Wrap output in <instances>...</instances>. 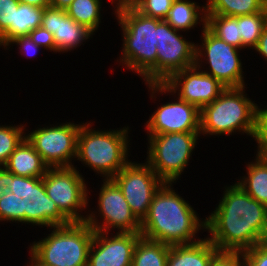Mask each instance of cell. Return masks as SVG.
Returning a JSON list of instances; mask_svg holds the SVG:
<instances>
[{
  "mask_svg": "<svg viewBox=\"0 0 267 266\" xmlns=\"http://www.w3.org/2000/svg\"><path fill=\"white\" fill-rule=\"evenodd\" d=\"M9 186V172L3 166H0V200L4 198V195L8 191Z\"/></svg>",
  "mask_w": 267,
  "mask_h": 266,
  "instance_id": "37",
  "label": "cell"
},
{
  "mask_svg": "<svg viewBox=\"0 0 267 266\" xmlns=\"http://www.w3.org/2000/svg\"><path fill=\"white\" fill-rule=\"evenodd\" d=\"M53 228L49 236L33 243L31 253L49 266H87L94 229L86 221Z\"/></svg>",
  "mask_w": 267,
  "mask_h": 266,
  "instance_id": "7",
  "label": "cell"
},
{
  "mask_svg": "<svg viewBox=\"0 0 267 266\" xmlns=\"http://www.w3.org/2000/svg\"><path fill=\"white\" fill-rule=\"evenodd\" d=\"M43 11L44 8L19 2L18 9H15L14 24L0 35V46L3 45L5 48L15 38L27 36L34 29L41 27Z\"/></svg>",
  "mask_w": 267,
  "mask_h": 266,
  "instance_id": "21",
  "label": "cell"
},
{
  "mask_svg": "<svg viewBox=\"0 0 267 266\" xmlns=\"http://www.w3.org/2000/svg\"><path fill=\"white\" fill-rule=\"evenodd\" d=\"M41 27L53 34L57 52L72 50L93 35L69 17L65 10L52 6L44 8Z\"/></svg>",
  "mask_w": 267,
  "mask_h": 266,
  "instance_id": "18",
  "label": "cell"
},
{
  "mask_svg": "<svg viewBox=\"0 0 267 266\" xmlns=\"http://www.w3.org/2000/svg\"><path fill=\"white\" fill-rule=\"evenodd\" d=\"M245 266H267V241L242 252Z\"/></svg>",
  "mask_w": 267,
  "mask_h": 266,
  "instance_id": "31",
  "label": "cell"
},
{
  "mask_svg": "<svg viewBox=\"0 0 267 266\" xmlns=\"http://www.w3.org/2000/svg\"><path fill=\"white\" fill-rule=\"evenodd\" d=\"M11 43H16V45L18 44V45H20L21 47H22V49L24 50V51H26V52H32V50H33V52H34V54H35V52L38 50V48L40 47V46H38L36 43H34L32 40H31V38L29 37V35H27V36H21V37H18V38H15L14 40H12L11 42H10V44ZM25 52V53H26Z\"/></svg>",
  "mask_w": 267,
  "mask_h": 266,
  "instance_id": "36",
  "label": "cell"
},
{
  "mask_svg": "<svg viewBox=\"0 0 267 266\" xmlns=\"http://www.w3.org/2000/svg\"><path fill=\"white\" fill-rule=\"evenodd\" d=\"M170 245L140 237L135 245L132 266H166Z\"/></svg>",
  "mask_w": 267,
  "mask_h": 266,
  "instance_id": "24",
  "label": "cell"
},
{
  "mask_svg": "<svg viewBox=\"0 0 267 266\" xmlns=\"http://www.w3.org/2000/svg\"><path fill=\"white\" fill-rule=\"evenodd\" d=\"M199 7L195 2L175 0L164 20L177 31L189 30L198 24Z\"/></svg>",
  "mask_w": 267,
  "mask_h": 266,
  "instance_id": "26",
  "label": "cell"
},
{
  "mask_svg": "<svg viewBox=\"0 0 267 266\" xmlns=\"http://www.w3.org/2000/svg\"><path fill=\"white\" fill-rule=\"evenodd\" d=\"M216 210L205 220L208 239L220 252H243L267 241V206L238 184L225 189Z\"/></svg>",
  "mask_w": 267,
  "mask_h": 266,
  "instance_id": "1",
  "label": "cell"
},
{
  "mask_svg": "<svg viewBox=\"0 0 267 266\" xmlns=\"http://www.w3.org/2000/svg\"><path fill=\"white\" fill-rule=\"evenodd\" d=\"M267 60V26L264 28L257 45L253 48Z\"/></svg>",
  "mask_w": 267,
  "mask_h": 266,
  "instance_id": "38",
  "label": "cell"
},
{
  "mask_svg": "<svg viewBox=\"0 0 267 266\" xmlns=\"http://www.w3.org/2000/svg\"><path fill=\"white\" fill-rule=\"evenodd\" d=\"M2 220L51 228L71 223L47 195L42 178L15 176L10 172L8 191L0 200Z\"/></svg>",
  "mask_w": 267,
  "mask_h": 266,
  "instance_id": "4",
  "label": "cell"
},
{
  "mask_svg": "<svg viewBox=\"0 0 267 266\" xmlns=\"http://www.w3.org/2000/svg\"><path fill=\"white\" fill-rule=\"evenodd\" d=\"M18 0H0V35L14 24L15 9H18Z\"/></svg>",
  "mask_w": 267,
  "mask_h": 266,
  "instance_id": "32",
  "label": "cell"
},
{
  "mask_svg": "<svg viewBox=\"0 0 267 266\" xmlns=\"http://www.w3.org/2000/svg\"><path fill=\"white\" fill-rule=\"evenodd\" d=\"M241 258H243L242 252H219L209 266H245Z\"/></svg>",
  "mask_w": 267,
  "mask_h": 266,
  "instance_id": "33",
  "label": "cell"
},
{
  "mask_svg": "<svg viewBox=\"0 0 267 266\" xmlns=\"http://www.w3.org/2000/svg\"><path fill=\"white\" fill-rule=\"evenodd\" d=\"M112 180L121 189L132 213L140 222L146 217L155 193L164 184L147 163L129 162Z\"/></svg>",
  "mask_w": 267,
  "mask_h": 266,
  "instance_id": "13",
  "label": "cell"
},
{
  "mask_svg": "<svg viewBox=\"0 0 267 266\" xmlns=\"http://www.w3.org/2000/svg\"><path fill=\"white\" fill-rule=\"evenodd\" d=\"M22 126H0V166H4L9 156L26 138ZM24 134V136L22 135Z\"/></svg>",
  "mask_w": 267,
  "mask_h": 266,
  "instance_id": "29",
  "label": "cell"
},
{
  "mask_svg": "<svg viewBox=\"0 0 267 266\" xmlns=\"http://www.w3.org/2000/svg\"><path fill=\"white\" fill-rule=\"evenodd\" d=\"M29 266H49L41 262L31 253V264Z\"/></svg>",
  "mask_w": 267,
  "mask_h": 266,
  "instance_id": "41",
  "label": "cell"
},
{
  "mask_svg": "<svg viewBox=\"0 0 267 266\" xmlns=\"http://www.w3.org/2000/svg\"><path fill=\"white\" fill-rule=\"evenodd\" d=\"M149 135L173 132H200V109L178 97L177 102L160 106L147 121Z\"/></svg>",
  "mask_w": 267,
  "mask_h": 266,
  "instance_id": "17",
  "label": "cell"
},
{
  "mask_svg": "<svg viewBox=\"0 0 267 266\" xmlns=\"http://www.w3.org/2000/svg\"><path fill=\"white\" fill-rule=\"evenodd\" d=\"M165 20L159 22L157 83L166 82L174 73L195 65L196 45L177 34Z\"/></svg>",
  "mask_w": 267,
  "mask_h": 266,
  "instance_id": "15",
  "label": "cell"
},
{
  "mask_svg": "<svg viewBox=\"0 0 267 266\" xmlns=\"http://www.w3.org/2000/svg\"><path fill=\"white\" fill-rule=\"evenodd\" d=\"M47 195L70 222H85L79 209L88 204L84 178L75 167L48 168L42 177Z\"/></svg>",
  "mask_w": 267,
  "mask_h": 266,
  "instance_id": "9",
  "label": "cell"
},
{
  "mask_svg": "<svg viewBox=\"0 0 267 266\" xmlns=\"http://www.w3.org/2000/svg\"><path fill=\"white\" fill-rule=\"evenodd\" d=\"M258 152L267 156V109H259L258 117Z\"/></svg>",
  "mask_w": 267,
  "mask_h": 266,
  "instance_id": "35",
  "label": "cell"
},
{
  "mask_svg": "<svg viewBox=\"0 0 267 266\" xmlns=\"http://www.w3.org/2000/svg\"><path fill=\"white\" fill-rule=\"evenodd\" d=\"M100 0H73L65 9L67 15L92 33L99 27Z\"/></svg>",
  "mask_w": 267,
  "mask_h": 266,
  "instance_id": "27",
  "label": "cell"
},
{
  "mask_svg": "<svg viewBox=\"0 0 267 266\" xmlns=\"http://www.w3.org/2000/svg\"><path fill=\"white\" fill-rule=\"evenodd\" d=\"M238 26L241 35V49L257 45V42L267 26V7L262 12L238 16Z\"/></svg>",
  "mask_w": 267,
  "mask_h": 266,
  "instance_id": "28",
  "label": "cell"
},
{
  "mask_svg": "<svg viewBox=\"0 0 267 266\" xmlns=\"http://www.w3.org/2000/svg\"><path fill=\"white\" fill-rule=\"evenodd\" d=\"M203 22V45L202 48L196 46V61H199L202 53L206 54L210 71H205L217 79L226 88L245 87L242 71V63L239 59L238 48L229 45L225 41L219 39L206 27V17L202 16ZM204 48V49H203ZM203 50V51H202Z\"/></svg>",
  "mask_w": 267,
  "mask_h": 266,
  "instance_id": "11",
  "label": "cell"
},
{
  "mask_svg": "<svg viewBox=\"0 0 267 266\" xmlns=\"http://www.w3.org/2000/svg\"><path fill=\"white\" fill-rule=\"evenodd\" d=\"M171 186L172 183H164L155 193L141 221L140 234L170 246L195 243V234L205 228V221L198 219L194 209Z\"/></svg>",
  "mask_w": 267,
  "mask_h": 266,
  "instance_id": "2",
  "label": "cell"
},
{
  "mask_svg": "<svg viewBox=\"0 0 267 266\" xmlns=\"http://www.w3.org/2000/svg\"><path fill=\"white\" fill-rule=\"evenodd\" d=\"M81 125L66 123L43 127L26 135L49 168L73 167L71 158L77 156V137Z\"/></svg>",
  "mask_w": 267,
  "mask_h": 266,
  "instance_id": "12",
  "label": "cell"
},
{
  "mask_svg": "<svg viewBox=\"0 0 267 266\" xmlns=\"http://www.w3.org/2000/svg\"><path fill=\"white\" fill-rule=\"evenodd\" d=\"M105 234L94 232L87 266H132L134 248L141 234L117 232L111 238Z\"/></svg>",
  "mask_w": 267,
  "mask_h": 266,
  "instance_id": "16",
  "label": "cell"
},
{
  "mask_svg": "<svg viewBox=\"0 0 267 266\" xmlns=\"http://www.w3.org/2000/svg\"><path fill=\"white\" fill-rule=\"evenodd\" d=\"M20 3L28 4L31 6L45 8L50 6L49 0H18Z\"/></svg>",
  "mask_w": 267,
  "mask_h": 266,
  "instance_id": "39",
  "label": "cell"
},
{
  "mask_svg": "<svg viewBox=\"0 0 267 266\" xmlns=\"http://www.w3.org/2000/svg\"><path fill=\"white\" fill-rule=\"evenodd\" d=\"M104 180L98 201V211L104 218L102 225L94 214L87 216L86 223L98 232L108 233L110 228H118L120 233H141V222L132 213L121 189L112 179Z\"/></svg>",
  "mask_w": 267,
  "mask_h": 266,
  "instance_id": "14",
  "label": "cell"
},
{
  "mask_svg": "<svg viewBox=\"0 0 267 266\" xmlns=\"http://www.w3.org/2000/svg\"><path fill=\"white\" fill-rule=\"evenodd\" d=\"M90 123L80 127L77 137V160L84 162L94 171L112 179L127 161L128 129L95 131ZM127 158V159H126Z\"/></svg>",
  "mask_w": 267,
  "mask_h": 266,
  "instance_id": "6",
  "label": "cell"
},
{
  "mask_svg": "<svg viewBox=\"0 0 267 266\" xmlns=\"http://www.w3.org/2000/svg\"><path fill=\"white\" fill-rule=\"evenodd\" d=\"M200 132L149 135L147 163L164 183L178 180L192 155Z\"/></svg>",
  "mask_w": 267,
  "mask_h": 266,
  "instance_id": "8",
  "label": "cell"
},
{
  "mask_svg": "<svg viewBox=\"0 0 267 266\" xmlns=\"http://www.w3.org/2000/svg\"><path fill=\"white\" fill-rule=\"evenodd\" d=\"M116 14L123 30V57L120 62L144 77L147 84L157 83V43L161 19L145 16L127 0L118 2Z\"/></svg>",
  "mask_w": 267,
  "mask_h": 266,
  "instance_id": "3",
  "label": "cell"
},
{
  "mask_svg": "<svg viewBox=\"0 0 267 266\" xmlns=\"http://www.w3.org/2000/svg\"><path fill=\"white\" fill-rule=\"evenodd\" d=\"M206 27L219 39L238 49H241V35L238 26V16L205 14Z\"/></svg>",
  "mask_w": 267,
  "mask_h": 266,
  "instance_id": "25",
  "label": "cell"
},
{
  "mask_svg": "<svg viewBox=\"0 0 267 266\" xmlns=\"http://www.w3.org/2000/svg\"><path fill=\"white\" fill-rule=\"evenodd\" d=\"M73 0H49V4L52 7L65 10Z\"/></svg>",
  "mask_w": 267,
  "mask_h": 266,
  "instance_id": "40",
  "label": "cell"
},
{
  "mask_svg": "<svg viewBox=\"0 0 267 266\" xmlns=\"http://www.w3.org/2000/svg\"><path fill=\"white\" fill-rule=\"evenodd\" d=\"M244 88H226L200 110V133L232 135L241 130L256 140L259 108L244 96Z\"/></svg>",
  "mask_w": 267,
  "mask_h": 266,
  "instance_id": "5",
  "label": "cell"
},
{
  "mask_svg": "<svg viewBox=\"0 0 267 266\" xmlns=\"http://www.w3.org/2000/svg\"><path fill=\"white\" fill-rule=\"evenodd\" d=\"M219 252L208 238L191 244L172 245L166 266H209Z\"/></svg>",
  "mask_w": 267,
  "mask_h": 266,
  "instance_id": "19",
  "label": "cell"
},
{
  "mask_svg": "<svg viewBox=\"0 0 267 266\" xmlns=\"http://www.w3.org/2000/svg\"><path fill=\"white\" fill-rule=\"evenodd\" d=\"M114 1V0H113ZM117 3L124 0H115ZM141 14L164 20L175 0H127Z\"/></svg>",
  "mask_w": 267,
  "mask_h": 266,
  "instance_id": "30",
  "label": "cell"
},
{
  "mask_svg": "<svg viewBox=\"0 0 267 266\" xmlns=\"http://www.w3.org/2000/svg\"><path fill=\"white\" fill-rule=\"evenodd\" d=\"M267 7V0H208L202 7L205 14H217L225 16H243L262 12Z\"/></svg>",
  "mask_w": 267,
  "mask_h": 266,
  "instance_id": "23",
  "label": "cell"
},
{
  "mask_svg": "<svg viewBox=\"0 0 267 266\" xmlns=\"http://www.w3.org/2000/svg\"><path fill=\"white\" fill-rule=\"evenodd\" d=\"M15 176L42 178L49 168L34 146L25 138L4 165Z\"/></svg>",
  "mask_w": 267,
  "mask_h": 266,
  "instance_id": "20",
  "label": "cell"
},
{
  "mask_svg": "<svg viewBox=\"0 0 267 266\" xmlns=\"http://www.w3.org/2000/svg\"><path fill=\"white\" fill-rule=\"evenodd\" d=\"M255 162L247 167L248 177L237 182L253 199L267 206V156L257 152Z\"/></svg>",
  "mask_w": 267,
  "mask_h": 266,
  "instance_id": "22",
  "label": "cell"
},
{
  "mask_svg": "<svg viewBox=\"0 0 267 266\" xmlns=\"http://www.w3.org/2000/svg\"><path fill=\"white\" fill-rule=\"evenodd\" d=\"M199 68L200 61H196L194 66L174 73L166 82L152 83L148 86L152 88L153 93L159 91L161 94L167 91L176 93V90L180 89L178 90V92L180 91L179 98L201 110L205 105L218 98L226 87L211 75L199 70Z\"/></svg>",
  "mask_w": 267,
  "mask_h": 266,
  "instance_id": "10",
  "label": "cell"
},
{
  "mask_svg": "<svg viewBox=\"0 0 267 266\" xmlns=\"http://www.w3.org/2000/svg\"><path fill=\"white\" fill-rule=\"evenodd\" d=\"M29 37L31 40L36 43L40 47H45V49H49L57 52L54 36L47 29L43 27H38L30 32Z\"/></svg>",
  "mask_w": 267,
  "mask_h": 266,
  "instance_id": "34",
  "label": "cell"
}]
</instances>
